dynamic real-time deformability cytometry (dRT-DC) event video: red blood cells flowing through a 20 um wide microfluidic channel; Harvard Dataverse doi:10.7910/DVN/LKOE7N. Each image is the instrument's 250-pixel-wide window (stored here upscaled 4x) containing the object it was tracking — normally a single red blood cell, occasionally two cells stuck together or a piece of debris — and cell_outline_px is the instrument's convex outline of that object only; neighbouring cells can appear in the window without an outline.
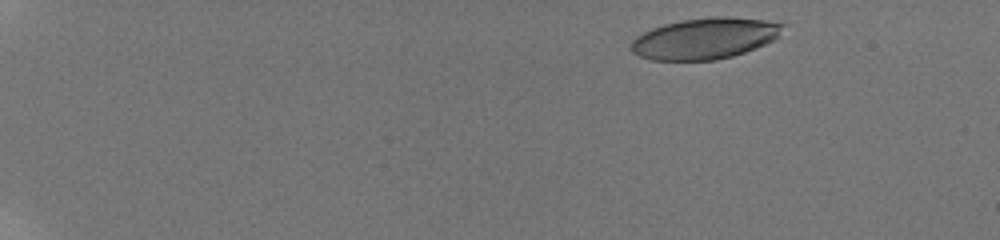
{"species": "human", "species_latin": "Homo sapiens", "temperature_condition": "room temperature", "stored_images_in_passage": 49, "camera_frame_rate_fps": 3000, "um_per_image_px": 0.085, "donor": {"sex": "male"}, "frame": {"image": 1, "passage_image": 4, "time_ms": 1.0, "image_size_px": [1000, 240], "cell_outline_px": [[788, 24], [776, 40], [756, 48], [732, 56], [716, 60], [648, 60], [632, 52], [628, 48], [632, 40], [636, 36], [652, 28], [664, 24], [680, 20], [712, 16], [724, 16], [764, 20]], "centroid_in_image_um": [59.93, 3.26], "position_along_channel_um": 25.1, "area_um2": 36.82}}
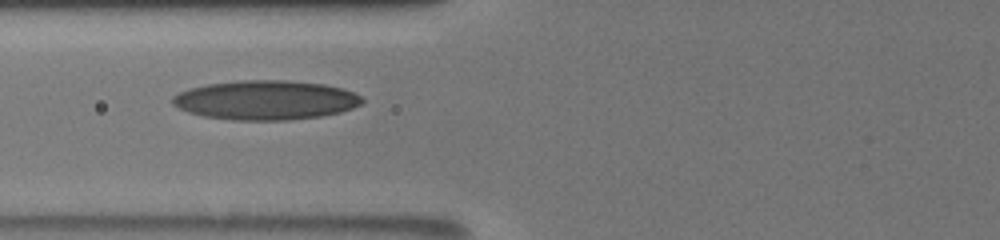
{"frame": {"image": 2, "passage_image": 21, "time_ms": 7.0, "image_size_px": [1000, 240], "cell_outline_px": [[364, 100], [360, 104], [352, 108], [340, 112], [320, 116], [288, 120], [232, 120], [204, 116], [188, 112], [172, 104], [172, 96], [188, 88], [208, 84], [240, 80], [288, 80], [324, 84], [340, 88], [352, 92], [360, 96]], "centroid_in_image_um": [22.56, 8.5], "position_along_channel_um": 103.2, "area_um2": 43.35}}
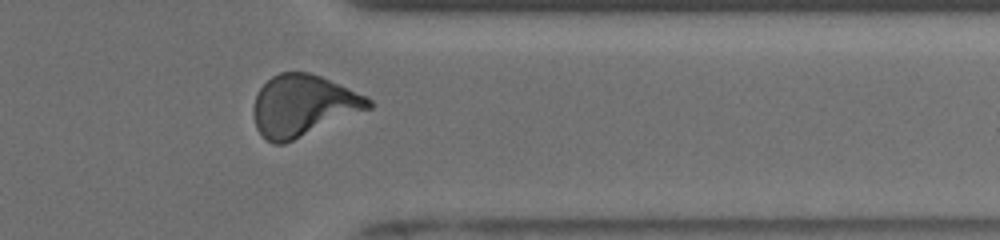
{"frame": {"image": 3, "passage_image": 41, "time_ms": 14.333, "image_size_px": [1000, 240], "cell_outline_px": [[372, 108], [284, 144], [272, 144], [256, 128], [252, 112], [252, 108], [256, 96], [260, 88], [272, 76], [280, 72], [308, 72], [320, 76], [364, 96], [372, 100]], "centroid_in_image_um": [25.73, 8.99], "position_along_channel_um": 385.7, "area_um2": 40.81}, "authors_computed_cell_mechanics": {"area_um2": 39.7664, "velocity_mm_per_s": 3.8617, "shape_relaxation_time_tau1_ms": 5.4534, "shape_relaxation_time_tau2_ms": 1.5175, "deformation_change_tau1": 0.211, "deformation_change_tau2": 0.0859}}